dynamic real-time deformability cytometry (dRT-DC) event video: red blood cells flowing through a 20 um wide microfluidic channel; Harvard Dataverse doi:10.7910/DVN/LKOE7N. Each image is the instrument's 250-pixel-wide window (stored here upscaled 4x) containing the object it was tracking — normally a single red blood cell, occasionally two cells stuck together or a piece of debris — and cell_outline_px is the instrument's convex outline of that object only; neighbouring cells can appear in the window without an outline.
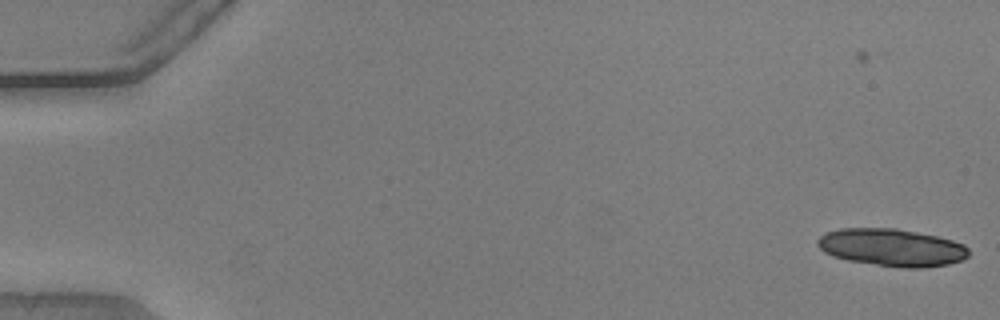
{"species": "common noctule bat (a hibernating species)", "species_latin": "Nyctalus noctula", "temperature_condition": "warm", "stored_images_in_passage": 5, "camera_frame_rate_fps": 3000, "um_per_image_px": 0.085, "animal": {"sex": "male", "body_mass_g": 20.5, "forearm_length_mm": 52.5}, "frame": {"image": 1, "passage_image": 5, "time_ms": 1.333, "image_size_px": [1000, 320], "cell_outline_px": [[968, 256], [964, 260], [948, 264], [920, 268], [904, 268], [848, 260], [832, 256], [824, 252], [816, 244], [816, 240], [824, 232], [840, 228], [896, 228], [936, 236], [952, 240], [964, 244], [968, 248]], "centroid_in_image_um": [75.78, 21.03], "position_along_channel_um": 9.2, "area_um2": 33.06}}